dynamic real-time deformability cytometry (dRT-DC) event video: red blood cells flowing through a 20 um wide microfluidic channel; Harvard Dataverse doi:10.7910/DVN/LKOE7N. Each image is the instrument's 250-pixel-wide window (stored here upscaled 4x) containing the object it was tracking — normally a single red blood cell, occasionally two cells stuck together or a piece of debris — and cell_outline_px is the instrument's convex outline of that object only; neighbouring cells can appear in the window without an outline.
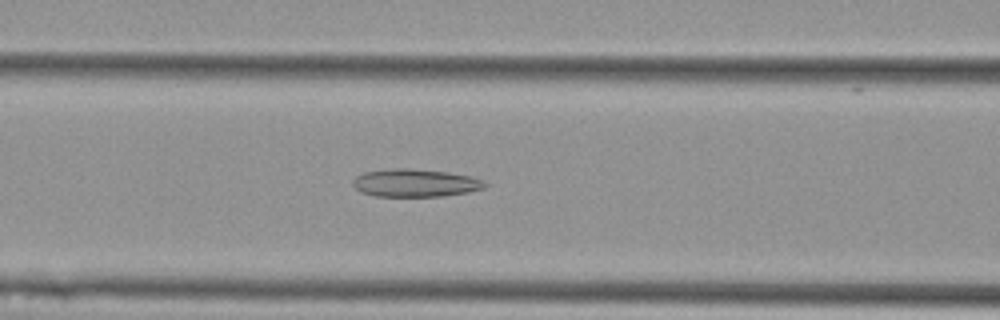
{"species": "Egyptian fruit bat (a non-hibernating species)", "species_latin": "Rousettus aegyptiacus", "temperature_condition": "cold", "stored_images_in_passage": 56, "camera_frame_rate_fps": 3000, "um_per_image_px": 0.085, "animal": {"sex": "female"}, "frame": {"image": 1, "passage_image": 23, "time_ms": 7.333, "image_size_px": [1000, 320], "cell_outline_px": [[488, 184], [484, 188], [468, 192], [440, 196], [376, 196], [360, 192], [352, 184], [352, 180], [356, 176], [364, 172], [392, 168], [408, 168], [448, 172], [472, 176], [484, 180]], "centroid_in_image_um": [35.3, 15.54], "position_along_channel_um": 131.3, "area_um2": 21.5}}
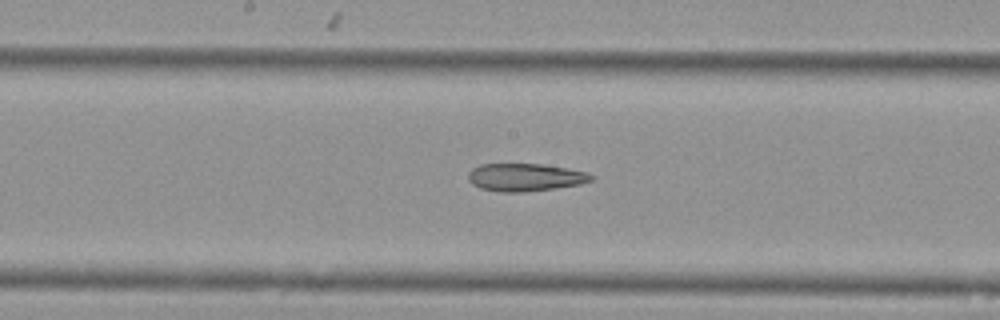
{"frame": {"image": 2, "passage_image": 29, "time_ms": 9.333, "image_size_px": [1000, 320], "cell_outline_px": [[596, 176], [592, 180], [580, 184], [556, 188], [524, 192], [500, 192], [480, 188], [472, 184], [468, 180], [468, 172], [472, 168], [480, 164], [540, 164], [568, 168], [588, 172]], "centroid_in_image_um": [44.64, 15.07], "position_along_channel_um": 203.6, "area_um2": 20.06}}
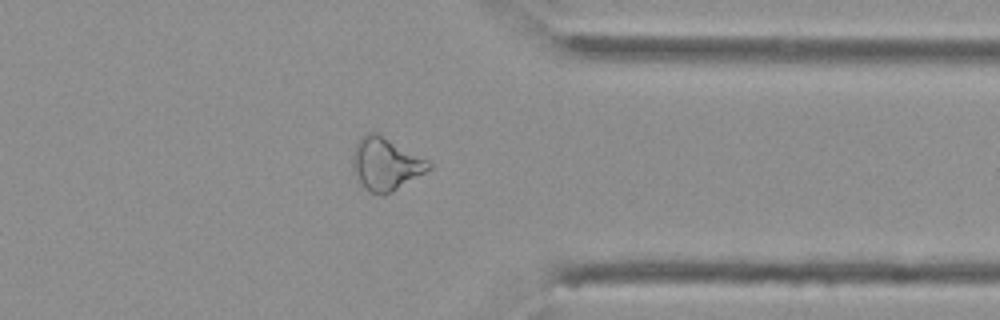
{"frame": {"image": 3, "passage_image": 44, "time_ms": 14.333, "image_size_px": [1000, 320], "cell_outline_px": [[432, 168], [392, 192], [384, 196], [380, 196], [368, 192], [364, 188], [352, 168], [352, 160], [356, 144], [360, 136], [368, 132], [376, 132], [428, 160], [432, 164]], "centroid_in_image_um": [32.77, 13.95], "position_along_channel_um": 378.6, "area_um2": 23.29}, "authors_computed_cell_mechanics": {"area_um2": 23.987, "velocity_mm_per_s": 3.6279, "shape_relaxation_time_tau1_ms": null, "shape_relaxation_time_tau2_ms": 5.5616, "deformation_change_tau1": null, "deformation_change_tau2": 0.1585}}